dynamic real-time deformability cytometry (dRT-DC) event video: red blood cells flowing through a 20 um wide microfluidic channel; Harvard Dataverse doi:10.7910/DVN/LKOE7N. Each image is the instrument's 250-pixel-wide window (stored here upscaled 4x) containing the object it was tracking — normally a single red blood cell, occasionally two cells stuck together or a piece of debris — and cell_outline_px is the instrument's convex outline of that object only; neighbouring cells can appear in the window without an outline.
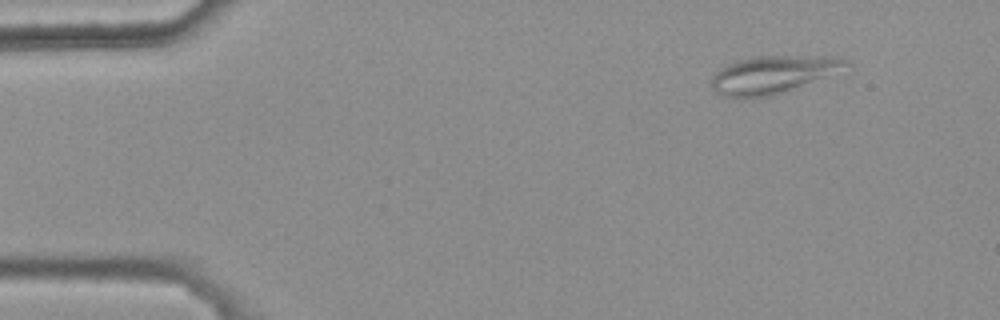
{"species": "common noctule bat (a hibernating species)", "species_latin": "Nyctalus noctula", "temperature_condition": "warm", "stored_images_in_passage": 9, "camera_frame_rate_fps": 3000, "um_per_image_px": 0.085, "animal": {"sex": "female", "body_mass_g": 25.1}, "frame": {"image": 1, "passage_image": 1, "time_ms": 0.0, "image_size_px": [1000, 320], "cell_outline_px": [[852, 64], [824, 76], [772, 96], [740, 100], [720, 96], [712, 88], [712, 76], [720, 68], [736, 60], [752, 56], [832, 56], [848, 60]], "centroid_in_image_um": [65.58, 6.35], "position_along_channel_um": 19.4, "area_um2": 29.48}}
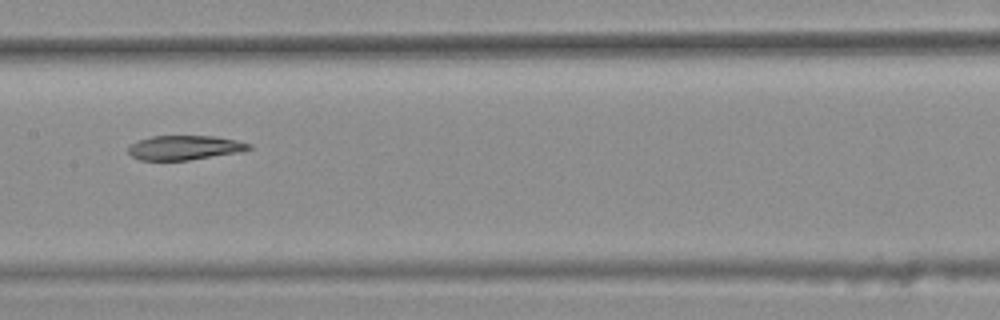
{"frame": {"image": 2, "passage_image": 7, "time_ms": 2.0, "image_size_px": [1000, 320], "cell_outline_px": [[252, 148], [240, 152], [188, 160], [140, 160], [132, 156], [128, 152], [128, 148], [132, 144], [140, 140], [152, 136], [212, 136], [236, 140], [252, 144]], "centroid_in_image_um": [15.71, 12.55], "position_along_channel_um": 191.7, "area_um2": 16.99}}
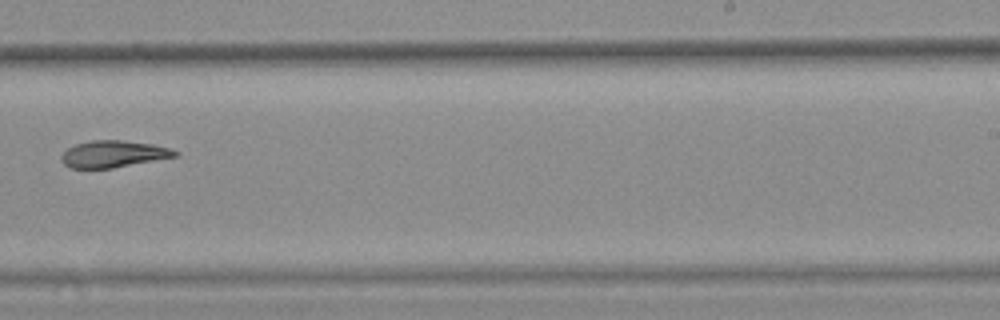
{"frame": {"image": 3, "passage_image": 9, "time_ms": 2.667, "image_size_px": [1000, 320], "cell_outline_px": [[180, 156], [112, 168], [72, 168], [64, 164], [60, 160], [60, 156], [68, 148], [76, 144], [92, 140], [120, 140], [152, 144], [168, 148], [180, 152]], "centroid_in_image_um": [9.65, 13.09], "position_along_channel_um": 279.3, "area_um2": 17.74}}